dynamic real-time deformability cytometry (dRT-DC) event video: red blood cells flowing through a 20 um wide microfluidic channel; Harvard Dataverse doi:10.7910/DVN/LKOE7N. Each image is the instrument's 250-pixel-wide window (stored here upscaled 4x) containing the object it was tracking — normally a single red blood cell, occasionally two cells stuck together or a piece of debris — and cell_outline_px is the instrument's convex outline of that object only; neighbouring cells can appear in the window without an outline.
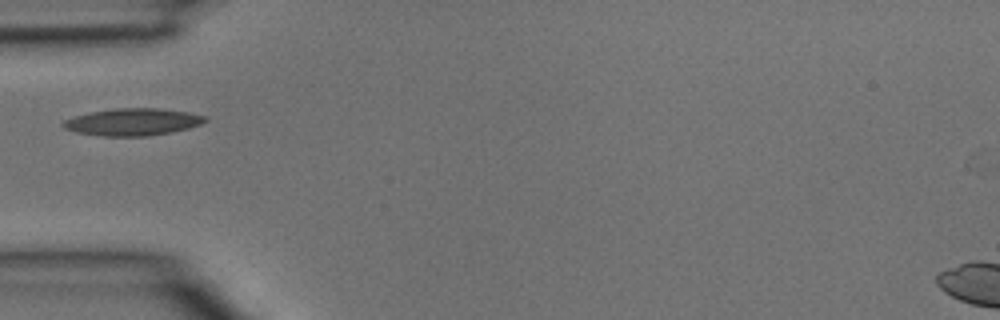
{"species": "common noctule bat (a hibernating species)", "species_latin": "Nyctalus noctula", "temperature_condition": "room temperature", "stored_images_in_passage": 1, "camera_frame_rate_fps": 3000, "um_per_image_px": 0.085, "animal": {"sex": "male", "body_mass_g": 15.6}, "frame": {"image": 1, "passage_image": 1, "time_ms": 0.0, "image_size_px": [1000, 320], "cell_outline_px": [[208, 120], [200, 124], [188, 128], [148, 136], [104, 136], [76, 132], [64, 128], [60, 124], [64, 120], [76, 116], [92, 112], [116, 108], [160, 108], [188, 112], [204, 116]], "centroid_in_image_um": [11.27, 10.36], "position_along_channel_um": 73.7, "area_um2": 22.2}}